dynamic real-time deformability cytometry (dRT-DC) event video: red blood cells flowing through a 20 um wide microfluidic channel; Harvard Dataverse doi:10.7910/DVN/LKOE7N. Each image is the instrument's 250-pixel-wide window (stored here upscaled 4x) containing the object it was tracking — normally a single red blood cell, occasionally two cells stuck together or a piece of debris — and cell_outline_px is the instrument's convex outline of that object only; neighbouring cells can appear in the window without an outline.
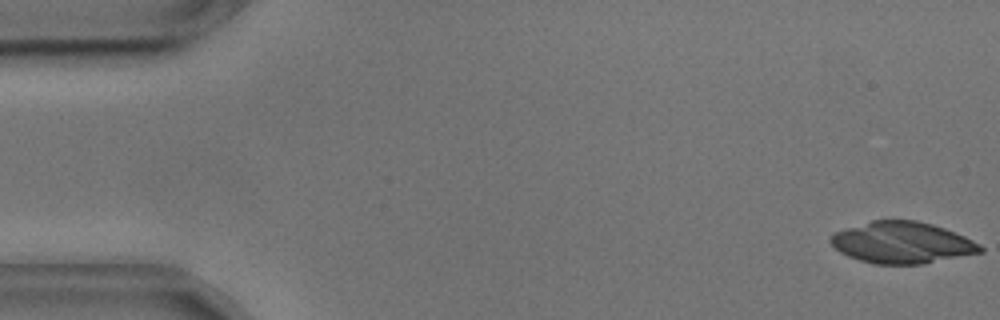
{"species": "common noctule bat (a hibernating species)", "species_latin": "Nyctalus noctula", "temperature_condition": "cold", "stored_images_in_passage": 24, "camera_frame_rate_fps": 3000, "um_per_image_px": 0.085, "animal": {"sex": "male", "body_mass_g": 17.9, "forearm_length_mm": 54.2}, "frame": {"image": 1, "passage_image": 1, "time_ms": 0.0, "image_size_px": [1000, 320], "cell_outline_px": [[984, 252], [924, 264], [872, 264], [848, 256], [840, 252], [828, 240], [836, 232], [872, 220], [916, 220], [932, 224], [944, 228], [964, 236], [980, 244], [984, 248]], "centroid_in_image_um": [76.71, 20.63], "position_along_channel_um": 8.3, "area_um2": 36.13}}
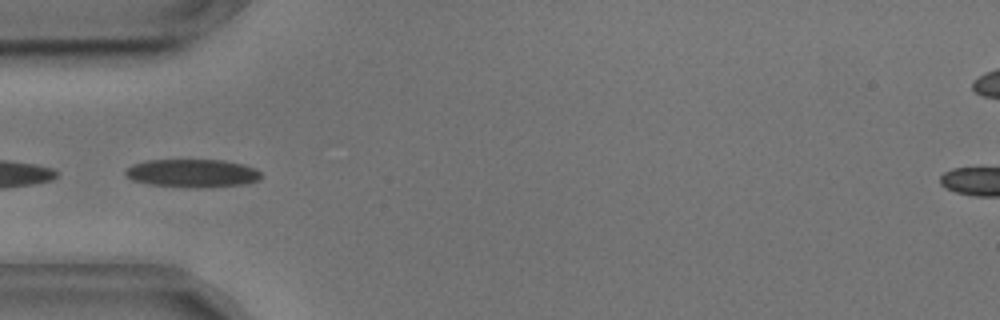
{"frame": {"image": 2, "passage_image": 17, "time_ms": 5.333, "image_size_px": [1000, 320], "cell_outline_px": [[264, 176], [260, 180], [244, 184], [208, 188], [188, 188], [152, 184], [132, 180], [124, 176], [124, 172], [132, 164], [148, 160], [220, 160], [240, 164], [256, 168]], "centroid_in_image_um": [16.37, 14.74], "position_along_channel_um": 68.6, "area_um2": 22.48}}